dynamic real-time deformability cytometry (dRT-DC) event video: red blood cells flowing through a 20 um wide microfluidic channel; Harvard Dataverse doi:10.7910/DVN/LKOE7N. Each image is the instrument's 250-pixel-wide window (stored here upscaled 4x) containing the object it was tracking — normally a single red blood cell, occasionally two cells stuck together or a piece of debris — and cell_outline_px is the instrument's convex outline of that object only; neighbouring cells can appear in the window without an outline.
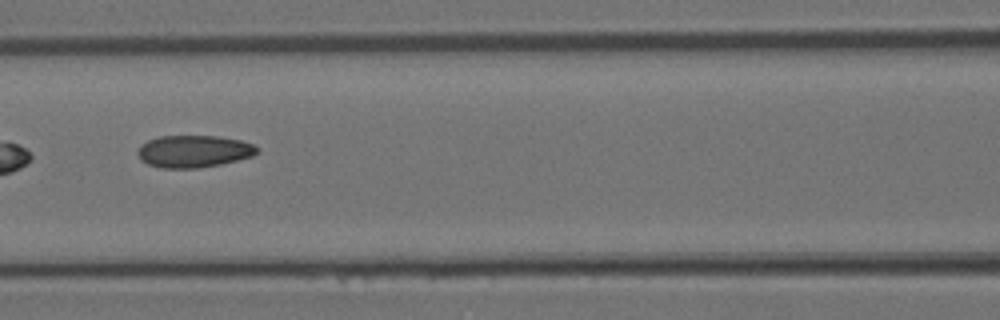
{"species": "Egyptian fruit bat (a non-hibernating species)", "species_latin": "Rousettus aegyptiacus", "temperature_condition": "room temperature", "stored_images_in_passage": 6, "camera_frame_rate_fps": 3000, "um_per_image_px": 0.085, "animal": {"sex": "female"}, "frame": {"image": 1, "passage_image": 6, "time_ms": 1.667, "image_size_px": [1000, 320], "cell_outline_px": [[260, 148], [252, 156], [220, 164], [196, 168], [164, 168], [148, 164], [140, 160], [136, 152], [140, 144], [148, 140], [160, 136], [220, 136], [240, 140], [252, 144]], "centroid_in_image_um": [16.43, 12.85], "position_along_channel_um": 150.2, "area_um2": 22.37}}